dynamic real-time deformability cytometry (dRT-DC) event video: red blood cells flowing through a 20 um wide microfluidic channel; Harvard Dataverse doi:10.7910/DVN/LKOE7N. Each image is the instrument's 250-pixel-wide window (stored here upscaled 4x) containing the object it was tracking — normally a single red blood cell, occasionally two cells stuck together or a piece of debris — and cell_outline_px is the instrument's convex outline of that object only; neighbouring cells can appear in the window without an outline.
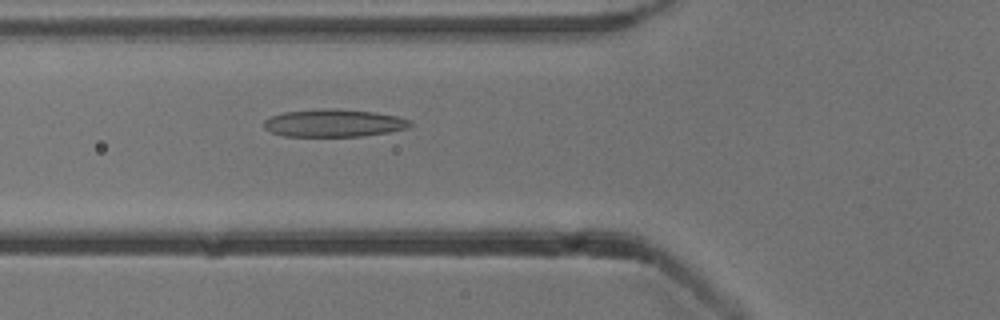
{"species": "common noctule bat (a hibernating species)", "species_latin": "Nyctalus noctula", "temperature_condition": "cold", "stored_images_in_passage": 53, "camera_frame_rate_fps": 3000, "um_per_image_px": 0.085, "animal": {"sex": "male", "body_mass_g": 13.3}, "frame": {"image": 1, "passage_image": 19, "time_ms": 6.0, "image_size_px": [1000, 320], "cell_outline_px": [[412, 124], [408, 128], [388, 132], [364, 136], [284, 136], [272, 132], [264, 128], [264, 120], [272, 116], [284, 112], [320, 108], [332, 108], [376, 112], [396, 116], [412, 120]], "centroid_in_image_um": [28.39, 10.45], "position_along_channel_um": 97.4, "area_um2": 23.64}}
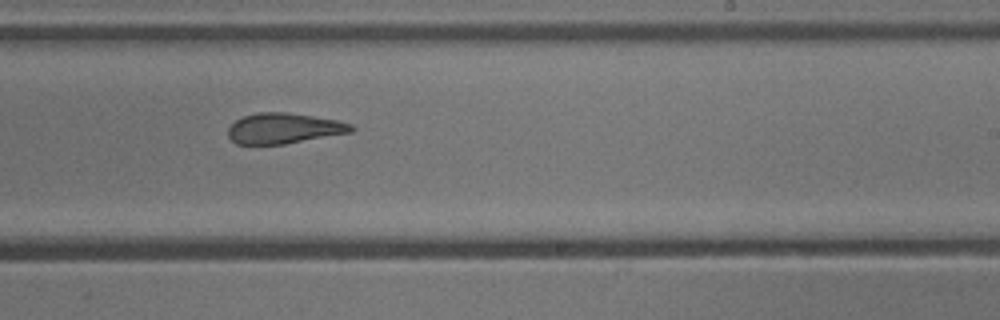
{"frame": {"image": 2, "passage_image": 32, "time_ms": 10.333, "image_size_px": [1000, 320], "cell_outline_px": [[356, 128], [352, 132], [284, 144], [236, 144], [228, 136], [228, 128], [236, 120], [244, 116], [256, 112], [288, 112], [336, 120], [352, 124]], "centroid_in_image_um": [24.13, 10.91], "position_along_channel_um": 264.9, "area_um2": 21.85}}
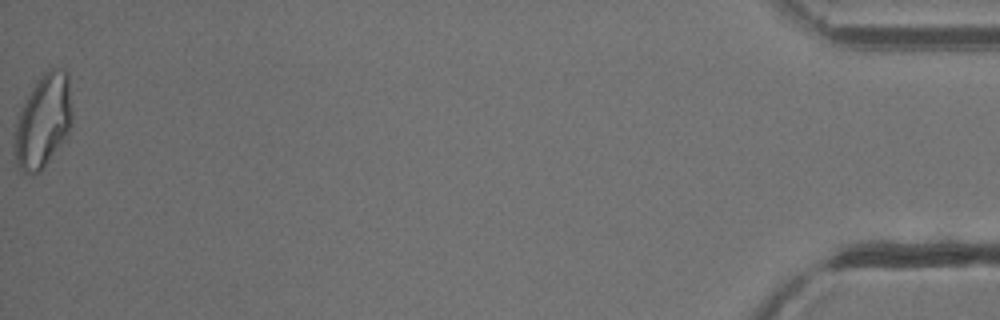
{"frame": {"image": 3, "passage_image": 53, "time_ms": 17.333, "image_size_px": [1000, 320], "cell_outline_px": [[72, 120], [68, 136], [44, 168], [40, 172], [32, 176], [20, 172], [16, 160], [12, 144], [16, 120], [20, 108], [32, 88], [44, 72], [48, 68], [64, 68], [68, 72], [72, 112]], "centroid_in_image_um": [3.66, 10.34], "position_along_channel_um": 431.5, "area_um2": 32.19}, "authors_computed_cell_mechanics": {"area_um2": 24.5072, "velocity_mm_per_s": 3.8455, "shape_relaxation_time_tau1_ms": null, "shape_relaxation_time_tau2_ms": 2.7762, "deformation_change_tau1": null, "deformation_change_tau2": 0.1135}}